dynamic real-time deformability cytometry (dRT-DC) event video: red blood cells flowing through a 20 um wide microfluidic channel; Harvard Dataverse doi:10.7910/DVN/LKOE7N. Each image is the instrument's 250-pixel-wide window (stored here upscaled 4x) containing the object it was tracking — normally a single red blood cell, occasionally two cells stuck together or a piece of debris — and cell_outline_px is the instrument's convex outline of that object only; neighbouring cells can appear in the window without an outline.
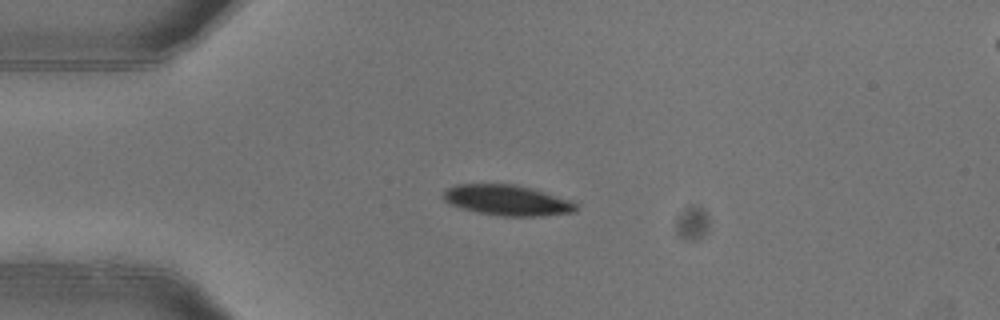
{"species": "common noctule bat (a hibernating species)", "species_latin": "Nyctalus noctula", "temperature_condition": "warm", "stored_images_in_passage": 4, "segment_of_instrument_passage": [1, 2], "camera_frame_rate_fps": 3000, "um_per_image_px": 0.085, "animal": {"sex": "female"}, "frame": {"image": 1, "passage_image": 3, "time_ms": 0.667, "image_size_px": [1000, 320], "cell_outline_px": [[576, 212], [540, 216], [504, 216], [476, 212], [452, 204], [444, 200], [440, 196], [444, 188], [456, 184], [512, 184], [528, 188], [572, 200], [576, 204]], "centroid_in_image_um": [43.06, 17.02], "position_along_channel_um": 41.9, "area_um2": 23.47}}